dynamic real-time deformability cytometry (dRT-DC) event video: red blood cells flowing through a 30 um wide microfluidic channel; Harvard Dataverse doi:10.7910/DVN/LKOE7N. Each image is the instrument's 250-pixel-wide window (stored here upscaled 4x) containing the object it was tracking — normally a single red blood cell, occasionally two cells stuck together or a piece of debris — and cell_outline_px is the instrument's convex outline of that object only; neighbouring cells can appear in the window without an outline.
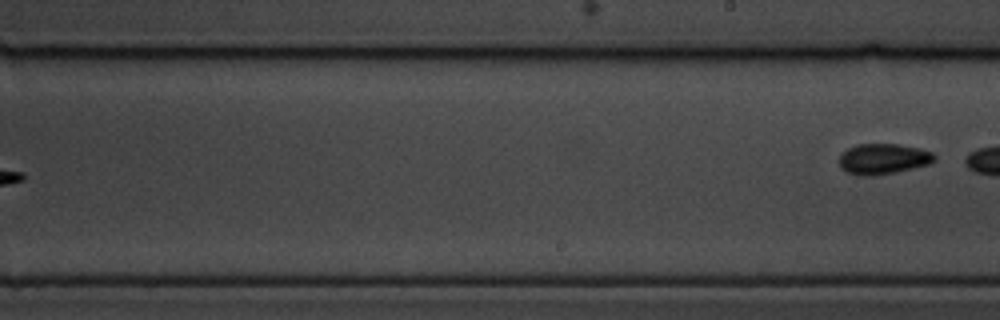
{"species": "common noctule bat (a hibernating species)", "species_latin": "Nyctalus noctula", "temperature_condition": "cold", "stored_images_in_passage": 9, "segment_of_instrument_passage": [2, 2], "camera_frame_rate_fps": 3000, "um_per_image_px": 0.085, "animal": {"sex": "male", "body_mass_g": 19.5, "forearm_length_mm": 54.6}, "frame": {"image": 1, "passage_image": 9, "time_ms": 10.333, "image_size_px": [1000, 320], "cell_outline_px": [[936, 160], [928, 164], [896, 172], [872, 176], [860, 176], [848, 172], [840, 168], [840, 156], [848, 148], [856, 144], [900, 144], [920, 148], [932, 152], [936, 156]], "centroid_in_image_um": [75.08, 13.5], "position_along_channel_um": 213.9, "area_um2": 16.99}}